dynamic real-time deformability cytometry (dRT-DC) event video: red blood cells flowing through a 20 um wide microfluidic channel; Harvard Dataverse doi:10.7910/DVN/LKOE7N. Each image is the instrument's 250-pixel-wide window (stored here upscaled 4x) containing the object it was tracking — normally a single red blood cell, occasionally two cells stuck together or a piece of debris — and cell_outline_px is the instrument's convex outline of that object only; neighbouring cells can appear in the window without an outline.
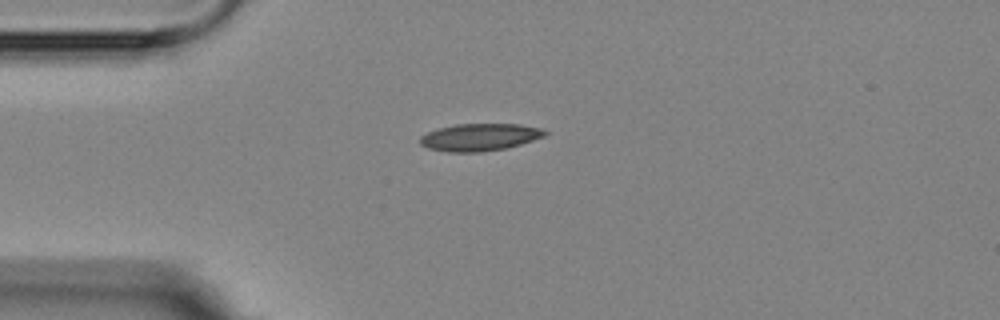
{"species": "Egyptian fruit bat (a non-hibernating species)", "species_latin": "Rousettus aegyptiacus", "temperature_condition": "room temperature", "stored_images_in_passage": 1, "camera_frame_rate_fps": 3000, "um_per_image_px": 0.085, "animal": {"sex": "female"}, "frame": {"image": 1, "passage_image": 1, "time_ms": 0.0, "image_size_px": [1000, 320], "cell_outline_px": [[548, 132], [544, 136], [508, 148], [480, 152], [448, 152], [428, 148], [420, 144], [420, 136], [428, 132], [440, 128], [456, 124], [520, 124], [540, 128]], "centroid_in_image_um": [40.77, 11.66], "position_along_channel_um": 44.2, "area_um2": 19.77}}